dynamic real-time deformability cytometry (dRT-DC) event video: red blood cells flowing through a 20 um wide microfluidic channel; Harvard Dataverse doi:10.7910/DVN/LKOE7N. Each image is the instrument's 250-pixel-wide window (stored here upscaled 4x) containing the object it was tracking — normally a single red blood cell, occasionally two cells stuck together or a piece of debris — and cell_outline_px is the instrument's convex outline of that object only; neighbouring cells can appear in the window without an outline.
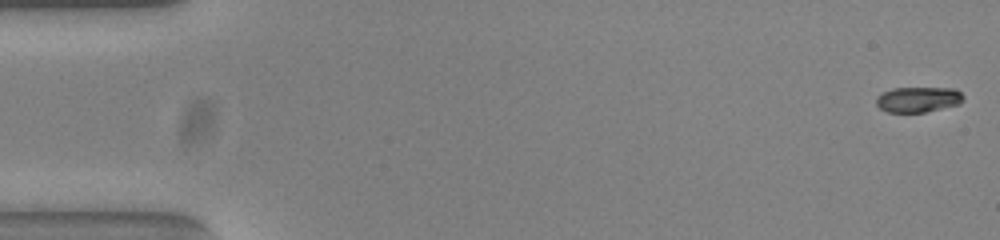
{"species": "common noctule bat (a hibernating species)", "species_latin": "Nyctalus noctula", "temperature_condition": "warm", "stored_images_in_passage": 10, "camera_frame_rate_fps": 3000, "um_per_image_px": 0.085, "animal": {"sex": "female", "body_mass_g": 23.0, "forearm_length_mm": 53.4}, "frame": {"image": 1, "passage_image": 1, "time_ms": 0.0, "image_size_px": [1000, 240], "cell_outline_px": [[964, 100], [960, 104], [924, 112], [888, 112], [880, 108], [876, 104], [876, 96], [892, 88], [956, 88], [964, 96]], "centroid_in_image_um": [78.06, 8.45], "position_along_channel_um": 6.9, "area_um2": 12.95}}